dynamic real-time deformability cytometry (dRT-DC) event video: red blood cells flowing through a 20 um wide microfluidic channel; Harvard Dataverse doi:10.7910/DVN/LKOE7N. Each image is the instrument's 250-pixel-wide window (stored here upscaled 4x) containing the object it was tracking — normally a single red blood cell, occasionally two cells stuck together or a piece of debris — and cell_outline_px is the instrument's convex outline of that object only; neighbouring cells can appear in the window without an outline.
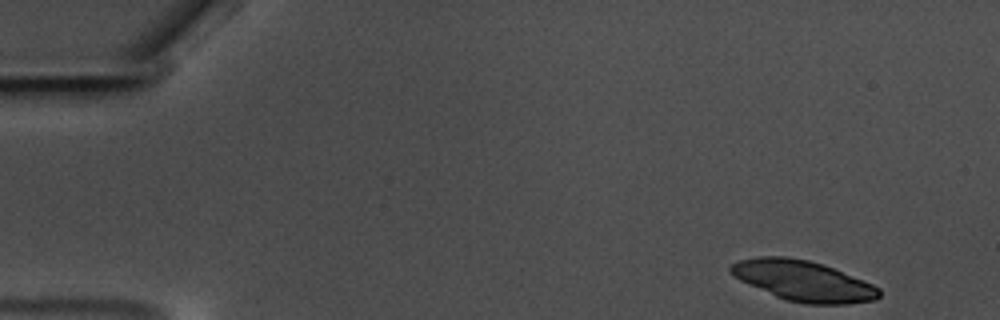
{"species": "common noctule bat (a hibernating species)", "species_latin": "Nyctalus noctula", "temperature_condition": "warm", "stored_images_in_passage": 54, "camera_frame_rate_fps": 3000, "um_per_image_px": 0.085, "animal": {"sex": "male", "body_mass_g": 17.5, "forearm_length_mm": 52.3}, "frame": {"image": 1, "passage_image": 1, "time_ms": 0.0, "image_size_px": [1000, 320], "cell_outline_px": [[880, 296], [876, 300], [848, 304], [804, 304], [788, 300], [776, 296], [740, 280], [728, 268], [732, 264], [740, 260], [760, 256], [788, 256], [808, 260], [832, 268], [864, 280], [880, 288]], "centroid_in_image_um": [68.31, 23.88], "position_along_channel_um": 16.7, "area_um2": 34.62}}